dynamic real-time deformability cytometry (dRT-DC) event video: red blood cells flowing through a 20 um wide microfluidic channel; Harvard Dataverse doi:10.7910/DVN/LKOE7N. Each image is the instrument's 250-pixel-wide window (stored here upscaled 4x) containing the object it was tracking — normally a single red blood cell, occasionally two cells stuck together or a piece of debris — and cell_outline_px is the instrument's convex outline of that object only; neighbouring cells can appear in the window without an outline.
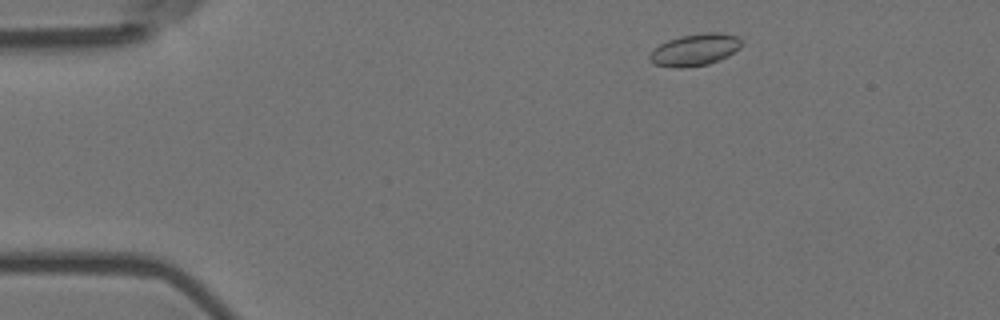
{"species": "Egyptian fruit bat (a non-hibernating species)", "species_latin": "Rousettus aegyptiacus", "temperature_condition": "room temperature", "stored_images_in_passage": 3, "camera_frame_rate_fps": 3000, "um_per_image_px": 0.085, "animal": {"sex": "female"}, "frame": {"image": 1, "passage_image": 1, "time_ms": 0.0, "image_size_px": [1000, 320], "cell_outline_px": [[740, 48], [728, 56], [720, 60], [708, 64], [680, 68], [672, 68], [652, 64], [648, 60], [648, 56], [660, 44], [668, 40], [680, 36], [708, 32], [720, 32], [736, 36], [740, 40]], "centroid_in_image_um": [59.03, 4.24], "position_along_channel_um": 26.0, "area_um2": 17.11}}